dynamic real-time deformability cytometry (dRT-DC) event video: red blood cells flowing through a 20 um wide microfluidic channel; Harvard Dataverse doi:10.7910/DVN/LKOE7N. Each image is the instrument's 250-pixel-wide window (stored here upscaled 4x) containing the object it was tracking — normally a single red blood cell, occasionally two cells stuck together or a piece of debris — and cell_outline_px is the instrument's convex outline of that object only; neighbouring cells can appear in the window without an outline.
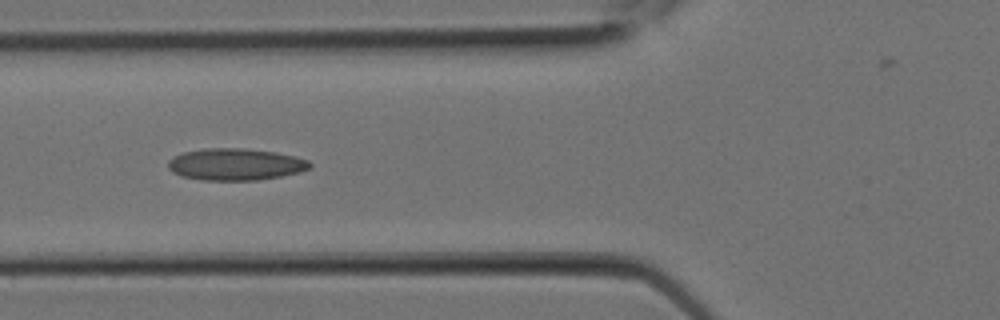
{"species": "Egyptian fruit bat (a non-hibernating species)", "species_latin": "Rousettus aegyptiacus", "temperature_condition": "room temperature", "stored_images_in_passage": 6, "camera_frame_rate_fps": 3000, "um_per_image_px": 0.085, "animal": {"sex": "female"}, "frame": {"image": 1, "passage_image": 4, "time_ms": 1.0, "image_size_px": [1000, 320], "cell_outline_px": [[312, 164], [308, 168], [300, 172], [280, 176], [256, 180], [200, 180], [180, 176], [172, 172], [168, 168], [168, 160], [172, 156], [184, 152], [204, 148], [244, 148], [276, 152], [296, 156], [308, 160]], "centroid_in_image_um": [19.98, 13.96], "position_along_channel_um": 105.8, "area_um2": 26.47}}
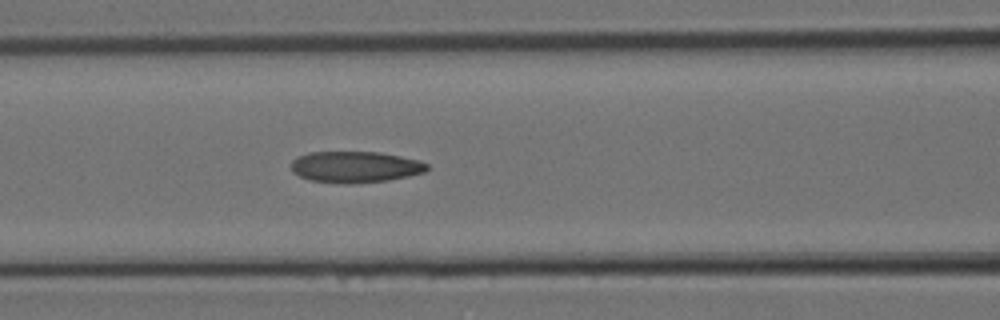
{"frame": {"image": 2, "passage_image": 5, "time_ms": 1.333, "image_size_px": [1000, 320], "cell_outline_px": [[428, 168], [424, 172], [408, 176], [388, 180], [348, 184], [308, 180], [292, 172], [288, 164], [296, 156], [308, 152], [380, 152], [420, 160], [428, 164]], "centroid_in_image_um": [30.14, 14.18], "position_along_channel_um": 136.5, "area_um2": 25.03}}